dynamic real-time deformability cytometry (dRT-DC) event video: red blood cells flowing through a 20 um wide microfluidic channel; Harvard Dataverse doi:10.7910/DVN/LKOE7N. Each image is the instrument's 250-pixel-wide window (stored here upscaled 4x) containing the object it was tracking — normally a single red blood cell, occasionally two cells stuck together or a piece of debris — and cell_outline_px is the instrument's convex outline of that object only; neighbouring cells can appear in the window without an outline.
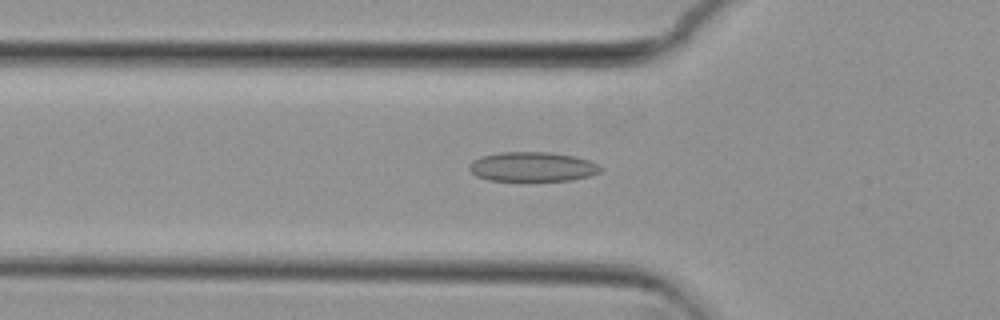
{"species": "common noctule bat (a hibernating species)", "species_latin": "Nyctalus noctula", "temperature_condition": "cold", "stored_images_in_passage": 41, "camera_frame_rate_fps": 3000, "um_per_image_px": 0.085, "animal": {"sex": "female", "body_mass_g": 29.2, "forearm_length_mm": 56.3}, "frame": {"image": 1, "passage_image": 4, "time_ms": 1.0, "image_size_px": [1000, 320], "cell_outline_px": [[604, 168], [600, 172], [592, 176], [572, 180], [520, 184], [488, 180], [476, 176], [468, 168], [472, 160], [480, 156], [500, 152], [548, 152], [576, 156], [588, 160]], "centroid_in_image_um": [45.24, 14.23], "position_along_channel_um": 80.6, "area_um2": 23.87}}
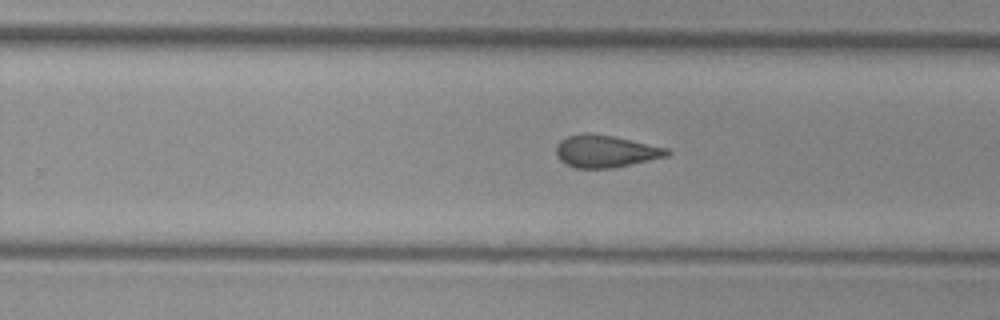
{"frame": {"image": 2, "passage_image": 20, "time_ms": 6.333, "image_size_px": [1000, 320], "cell_outline_px": [[672, 152], [668, 156], [612, 168], [576, 168], [560, 160], [556, 156], [556, 144], [560, 140], [568, 136], [584, 132], [612, 136], [668, 148]], "centroid_in_image_um": [51.46, 12.85], "position_along_channel_um": 278.3, "area_um2": 20.75}}
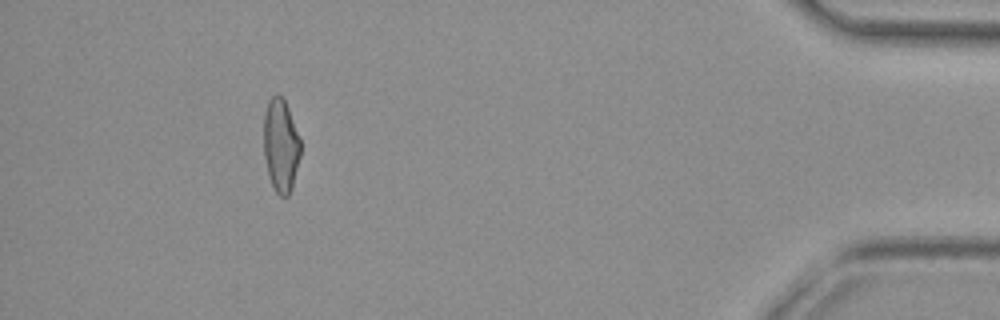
{"frame": {"image": 3, "passage_image": 36, "time_ms": 11.667, "image_size_px": [1000, 320], "cell_outline_px": [[300, 156], [292, 188], [288, 196], [280, 196], [276, 192], [268, 176], [264, 156], [264, 112], [268, 100], [276, 92], [284, 100], [288, 108], [300, 140]], "centroid_in_image_um": [23.85, 12.36], "position_along_channel_um": 411.3, "area_um2": 19.94}, "authors_computed_cell_mechanics": {"area_um2": 20.8658, "velocity_mm_per_s": 3.6969, "shape_relaxation_time_tau1_ms": null, "shape_relaxation_time_tau2_ms": 2.8345, "deformation_change_tau1": null, "deformation_change_tau2": 0.1046}}